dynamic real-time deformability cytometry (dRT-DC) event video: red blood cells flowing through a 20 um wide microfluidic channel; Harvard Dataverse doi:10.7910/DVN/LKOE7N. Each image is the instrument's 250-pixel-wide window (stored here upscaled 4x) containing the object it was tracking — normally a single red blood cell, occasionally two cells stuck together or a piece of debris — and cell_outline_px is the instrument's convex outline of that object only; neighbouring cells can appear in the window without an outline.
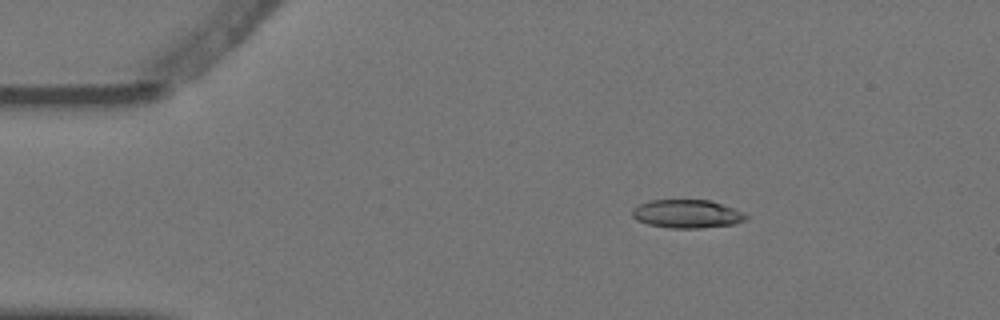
{"species": "Egyptian fruit bat (a non-hibernating species)", "species_latin": "Rousettus aegyptiacus", "temperature_condition": "warm", "stored_images_in_passage": 5, "camera_frame_rate_fps": 3000, "um_per_image_px": 0.085, "animal": {"sex": "female"}, "frame": {"image": 1, "passage_image": 2, "time_ms": 0.333, "image_size_px": [1000, 320], "cell_outline_px": [[748, 216], [744, 220], [732, 224], [700, 228], [668, 228], [648, 224], [636, 220], [632, 216], [632, 208], [640, 204], [652, 200], [708, 200], [744, 212]], "centroid_in_image_um": [58.35, 18.18], "position_along_channel_um": 26.6, "area_um2": 18.61}}